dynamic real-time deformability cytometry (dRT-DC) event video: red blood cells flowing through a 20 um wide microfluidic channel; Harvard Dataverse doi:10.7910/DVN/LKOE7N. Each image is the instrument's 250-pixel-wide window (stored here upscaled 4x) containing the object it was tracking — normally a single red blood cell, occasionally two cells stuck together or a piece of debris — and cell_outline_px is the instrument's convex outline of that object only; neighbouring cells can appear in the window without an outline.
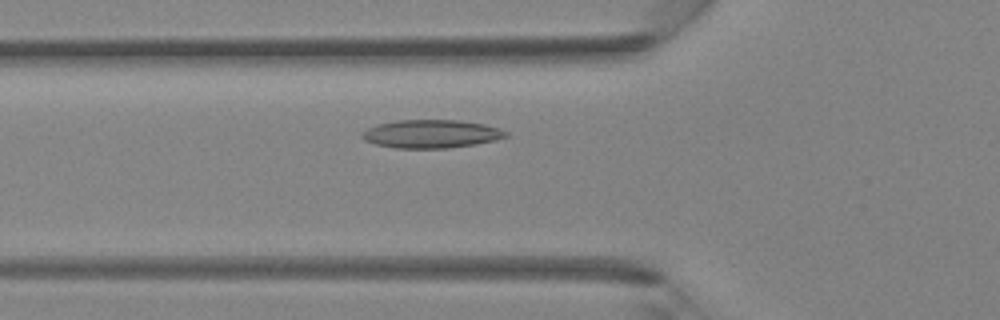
{"species": "Egyptian fruit bat (a non-hibernating species)", "species_latin": "Rousettus aegyptiacus", "temperature_condition": "room temperature", "stored_images_in_passage": 38, "segment_of_instrument_passage": [1, 2], "camera_frame_rate_fps": 3000, "um_per_image_px": 0.085, "animal": {"sex": "female"}, "frame": {"image": 1, "passage_image": 10, "time_ms": 3.0, "image_size_px": [1000, 320], "cell_outline_px": [[508, 136], [476, 144], [448, 148], [396, 148], [376, 144], [364, 140], [360, 136], [360, 132], [368, 128], [380, 124], [396, 120], [460, 120], [484, 124], [500, 128], [508, 132]], "centroid_in_image_um": [36.64, 11.38], "position_along_channel_um": 89.2, "area_um2": 23.64}}
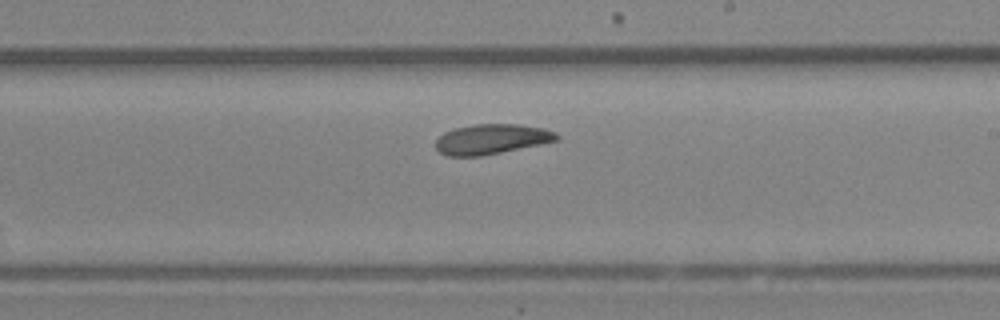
{"frame": {"image": 2, "passage_image": 20, "time_ms": 6.333, "image_size_px": [1000, 320], "cell_outline_px": [[560, 136], [556, 140], [540, 144], [480, 156], [448, 156], [440, 152], [436, 148], [436, 140], [444, 132], [456, 128], [476, 124], [520, 124], [544, 128], [556, 132]], "centroid_in_image_um": [41.78, 11.82], "position_along_channel_um": 247.2, "area_um2": 20.98}}
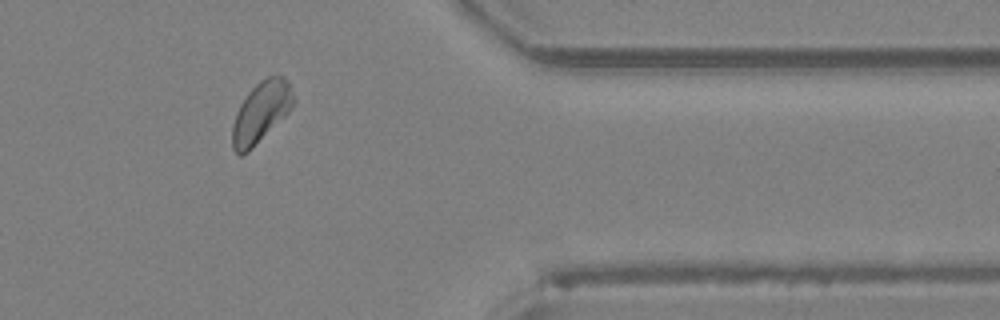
{"frame": {"image": 3, "passage_image": 30, "time_ms": 9.667, "image_size_px": [1000, 320], "cell_outline_px": [[296, 100], [292, 108], [248, 152], [240, 156], [232, 148], [232, 124], [236, 112], [240, 104], [248, 92], [260, 80], [276, 72], [284, 76], [288, 80]], "centroid_in_image_um": [22.2, 9.48], "position_along_channel_um": 389.2, "area_um2": 21.85}}